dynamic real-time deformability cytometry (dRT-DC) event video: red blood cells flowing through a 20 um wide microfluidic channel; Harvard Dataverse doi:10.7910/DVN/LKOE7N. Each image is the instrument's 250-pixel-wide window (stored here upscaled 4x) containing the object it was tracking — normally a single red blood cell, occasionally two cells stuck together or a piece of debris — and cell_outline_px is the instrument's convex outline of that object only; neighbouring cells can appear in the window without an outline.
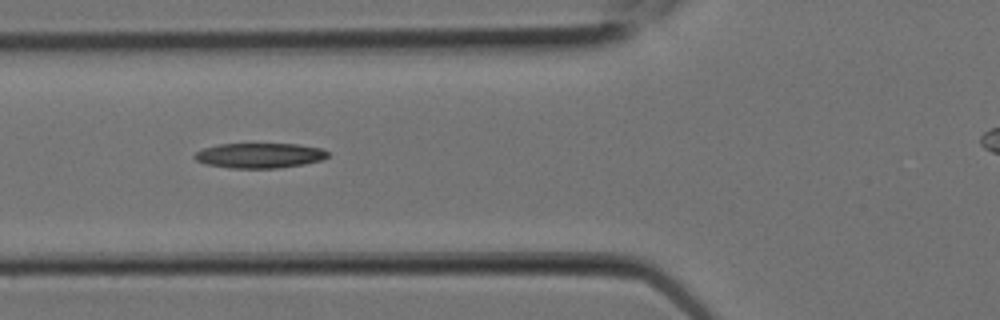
{"species": "Egyptian fruit bat (a non-hibernating species)", "species_latin": "Rousettus aegyptiacus", "temperature_condition": "room temperature", "stored_images_in_passage": 3, "camera_frame_rate_fps": 3000, "um_per_image_px": 0.085, "animal": {"sex": "female"}, "frame": {"image": 1, "passage_image": 2, "time_ms": 0.333, "image_size_px": [1000, 320], "cell_outline_px": [[328, 156], [320, 160], [304, 164], [276, 168], [228, 168], [204, 164], [196, 160], [192, 156], [196, 152], [204, 148], [220, 144], [296, 144], [320, 148], [328, 152]], "centroid_in_image_um": [22.01, 13.22], "position_along_channel_um": 103.8, "area_um2": 19.36}}
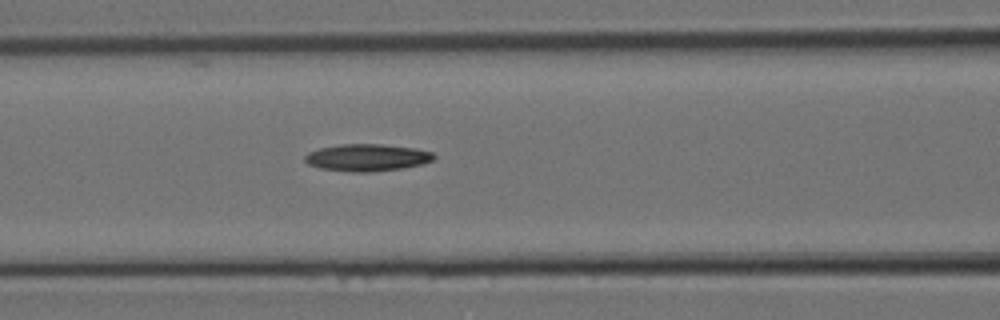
{"frame": {"image": 2, "passage_image": 3, "time_ms": 0.667, "image_size_px": [1000, 320], "cell_outline_px": [[436, 156], [432, 160], [420, 164], [404, 168], [372, 172], [348, 172], [320, 168], [308, 164], [304, 160], [304, 156], [308, 152], [320, 148], [340, 144], [380, 144], [416, 148], [432, 152]], "centroid_in_image_um": [31.18, 13.39], "position_along_channel_um": 135.4, "area_um2": 20.46}}